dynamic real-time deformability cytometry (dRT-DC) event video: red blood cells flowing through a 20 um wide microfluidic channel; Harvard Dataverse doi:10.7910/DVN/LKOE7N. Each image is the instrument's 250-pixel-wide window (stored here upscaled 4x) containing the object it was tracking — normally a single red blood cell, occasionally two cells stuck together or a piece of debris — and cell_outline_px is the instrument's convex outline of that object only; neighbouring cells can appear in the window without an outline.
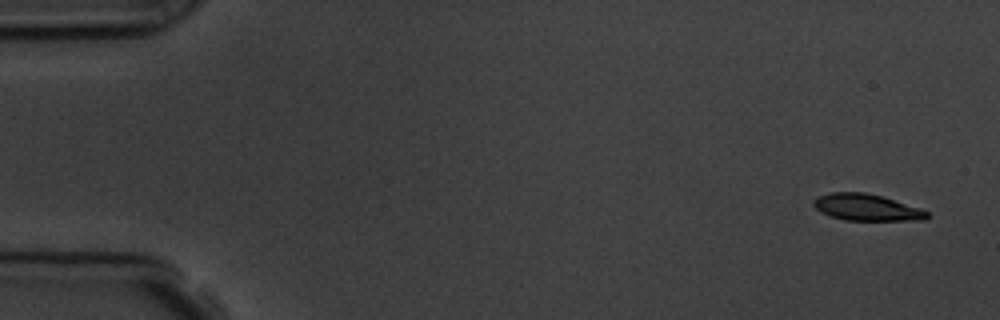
{"species": "common noctule bat (a hibernating species)", "species_latin": "Nyctalus noctula", "temperature_condition": "room temperature", "stored_images_in_passage": 4, "camera_frame_rate_fps": 3000, "um_per_image_px": 0.085, "animal": {"sex": "male", "body_mass_g": 19.5, "forearm_length_mm": 54.6}, "frame": {"image": 1, "passage_image": 1, "time_ms": 0.0, "image_size_px": [1000, 320], "cell_outline_px": [[928, 216], [924, 220], [844, 220], [820, 212], [812, 204], [812, 200], [820, 196], [832, 192], [864, 192], [880, 196], [920, 208], [928, 212]], "centroid_in_image_um": [73.63, 17.63], "position_along_channel_um": 11.4, "area_um2": 17.34}}
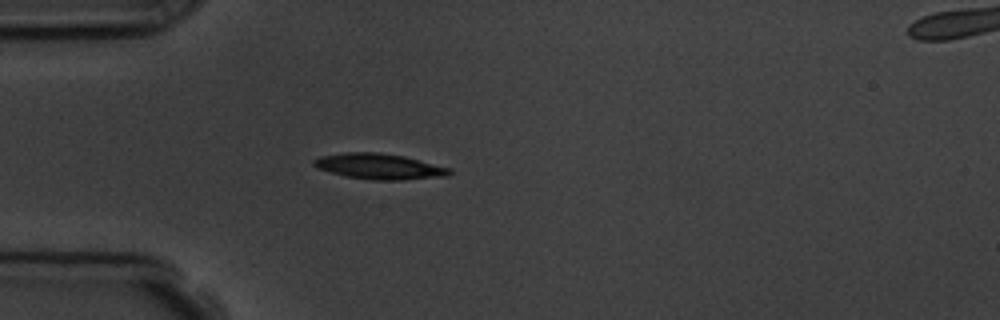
{"frame": {"image": 2, "passage_image": 4, "time_ms": 4.333, "image_size_px": [1000, 320], "cell_outline_px": [[452, 172], [448, 176], [400, 180], [372, 180], [344, 176], [316, 168], [312, 164], [312, 160], [320, 156], [344, 152], [380, 152], [404, 156], [452, 168]], "centroid_in_image_um": [32.23, 14.14], "position_along_channel_um": 52.8, "area_um2": 20.52}}